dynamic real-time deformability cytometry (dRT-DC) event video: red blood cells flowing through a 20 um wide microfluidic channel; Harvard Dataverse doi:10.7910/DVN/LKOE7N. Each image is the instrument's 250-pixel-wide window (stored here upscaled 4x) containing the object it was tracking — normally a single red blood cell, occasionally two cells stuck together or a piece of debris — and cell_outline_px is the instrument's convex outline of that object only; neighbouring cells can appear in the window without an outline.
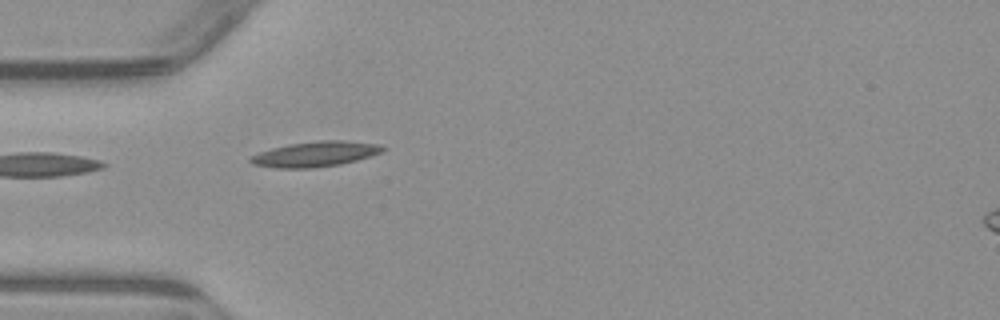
{"species": "common noctule bat (a hibernating species)", "species_latin": "Nyctalus noctula", "temperature_condition": "warm", "stored_images_in_passage": 2, "camera_frame_rate_fps": 3000, "um_per_image_px": 0.085, "animal": {"sex": "male", "body_mass_g": 23.1, "forearm_length_mm": 52.7}, "frame": {"image": 1, "passage_image": 2, "time_ms": 2.333, "image_size_px": [1000, 320], "cell_outline_px": [[388, 148], [384, 152], [356, 160], [340, 164], [312, 168], [276, 168], [252, 164], [248, 160], [252, 156], [260, 152], [272, 148], [288, 144], [320, 140], [344, 140], [380, 144]], "centroid_in_image_um": [26.85, 13.09], "position_along_channel_um": 58.2, "area_um2": 19.54}}